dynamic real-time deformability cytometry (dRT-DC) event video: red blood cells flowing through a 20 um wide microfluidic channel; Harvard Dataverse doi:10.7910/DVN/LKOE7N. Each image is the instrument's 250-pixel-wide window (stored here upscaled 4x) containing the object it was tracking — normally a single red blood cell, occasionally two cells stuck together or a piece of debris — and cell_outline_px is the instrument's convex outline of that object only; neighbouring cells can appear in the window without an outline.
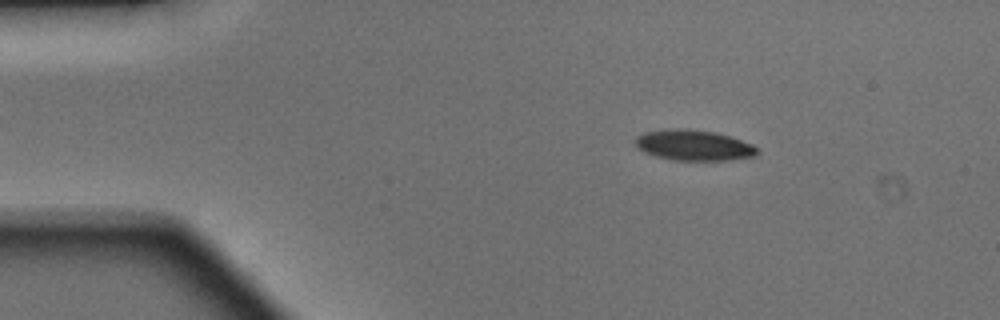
{"species": "Egyptian fruit bat (a non-hibernating species)", "species_latin": "Rousettus aegyptiacus", "temperature_condition": "warm", "stored_images_in_passage": 3, "camera_frame_rate_fps": 3000, "um_per_image_px": 0.085, "animal": {"sex": "male"}, "frame": {"image": 1, "passage_image": 1, "time_ms": 0.0, "image_size_px": [1000, 320], "cell_outline_px": [[756, 156], [732, 160], [672, 160], [656, 156], [644, 152], [636, 144], [636, 136], [644, 132], [668, 128], [688, 128], [716, 132], [752, 144], [756, 148]], "centroid_in_image_um": [58.95, 12.33], "position_along_channel_um": 26.1, "area_um2": 21.73}}